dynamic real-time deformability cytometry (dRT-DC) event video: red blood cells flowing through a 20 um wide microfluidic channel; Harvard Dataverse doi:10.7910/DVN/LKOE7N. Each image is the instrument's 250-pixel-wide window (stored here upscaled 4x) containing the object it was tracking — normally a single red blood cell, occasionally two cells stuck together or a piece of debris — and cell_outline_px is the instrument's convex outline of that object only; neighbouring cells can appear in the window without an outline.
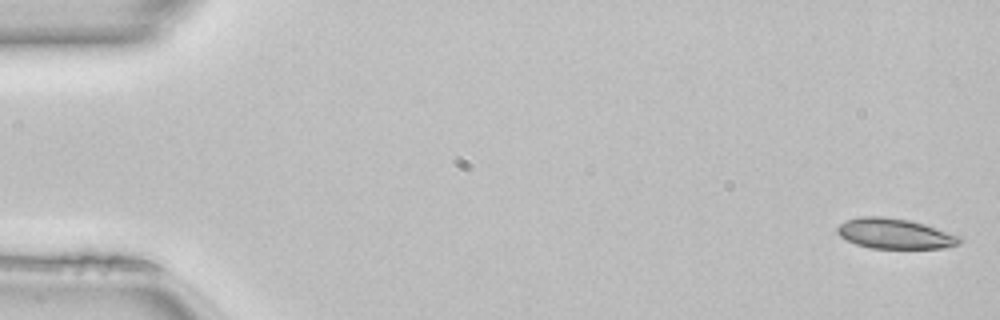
{"species": "common noctule bat (a hibernating species)", "species_latin": "Nyctalus noctula", "temperature_condition": "room temperature", "stored_images_in_passage": 49, "camera_frame_rate_fps": 3000, "um_per_image_px": 0.085, "animal": {"sex": "female", "body_mass_g": 22.7, "forearm_length_mm": 54.2}, "frame": {"image": 1, "passage_image": 1, "time_ms": 0.0, "image_size_px": [1000, 320], "cell_outline_px": [[964, 240], [960, 244], [944, 248], [872, 248], [856, 244], [840, 236], [836, 232], [836, 228], [840, 224], [848, 220], [860, 216], [884, 216], [908, 220], [924, 224], [960, 236]], "centroid_in_image_um": [76.07, 19.86], "position_along_channel_um": 8.9, "area_um2": 21.5}}
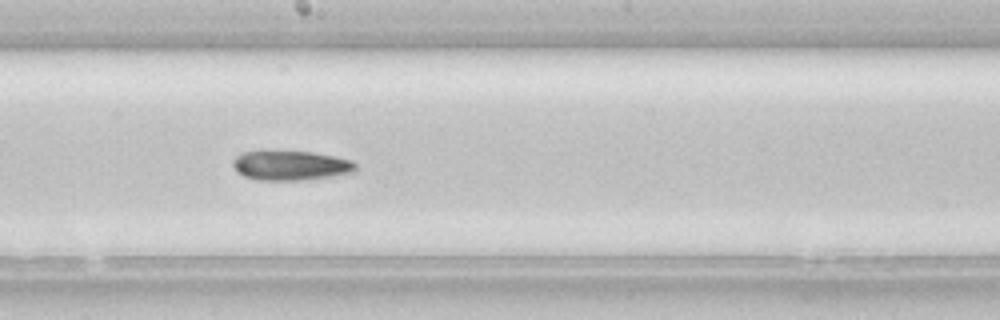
{"frame": {"image": 2, "passage_image": 27, "time_ms": 8.667, "image_size_px": [1000, 320], "cell_outline_px": [[356, 172], [332, 176], [300, 180], [256, 180], [244, 176], [236, 172], [232, 164], [232, 160], [236, 156], [244, 152], [264, 148], [312, 152], [336, 156], [352, 160], [356, 164]], "centroid_in_image_um": [24.66, 14.02], "position_along_channel_um": 223.5, "area_um2": 22.08}}
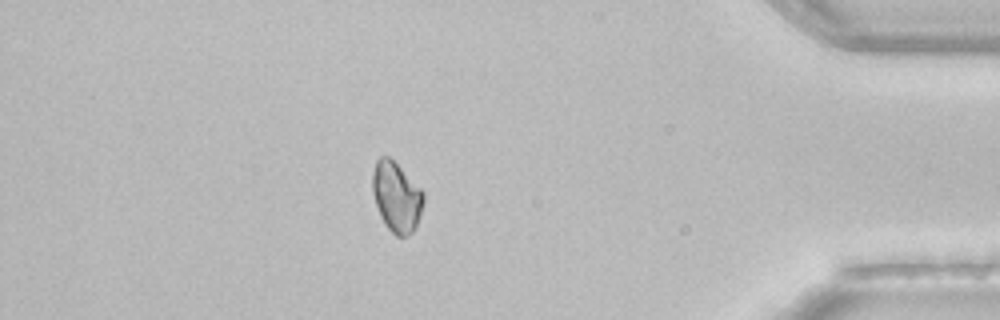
{"frame": {"image": 3, "passage_image": 43, "time_ms": 14.0, "image_size_px": [1000, 320], "cell_outline_px": [[424, 200], [420, 216], [416, 228], [412, 232], [404, 236], [396, 236], [384, 224], [380, 216], [372, 192], [372, 172], [376, 160], [380, 156], [388, 156], [424, 192]], "centroid_in_image_um": [33.69, 16.75], "position_along_channel_um": 401.5, "area_um2": 20.69}}